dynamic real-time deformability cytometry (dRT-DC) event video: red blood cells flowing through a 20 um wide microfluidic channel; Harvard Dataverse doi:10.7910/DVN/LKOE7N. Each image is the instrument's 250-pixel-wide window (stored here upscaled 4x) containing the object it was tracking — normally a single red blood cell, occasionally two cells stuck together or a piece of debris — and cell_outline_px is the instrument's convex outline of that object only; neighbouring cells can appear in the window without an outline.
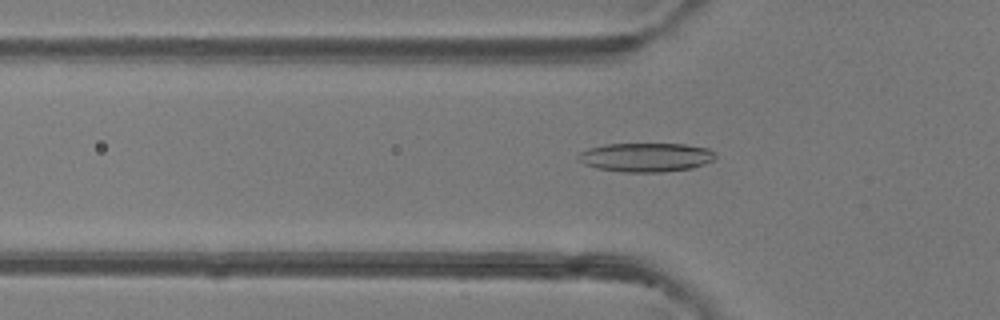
{"species": "common noctule bat (a hibernating species)", "species_latin": "Nyctalus noctula", "temperature_condition": "room temperature", "stored_images_in_passage": 49, "camera_frame_rate_fps": 3000, "um_per_image_px": 0.085, "animal": {"sex": "female"}, "frame": {"image": 1, "passage_image": 16, "time_ms": 5.0, "image_size_px": [1000, 320], "cell_outline_px": [[716, 156], [712, 160], [704, 164], [692, 168], [664, 172], [624, 172], [596, 168], [584, 164], [576, 156], [580, 152], [588, 148], [604, 144], [684, 144], [708, 148]], "centroid_in_image_um": [54.87, 13.37], "position_along_channel_um": 70.9, "area_um2": 23.12}}
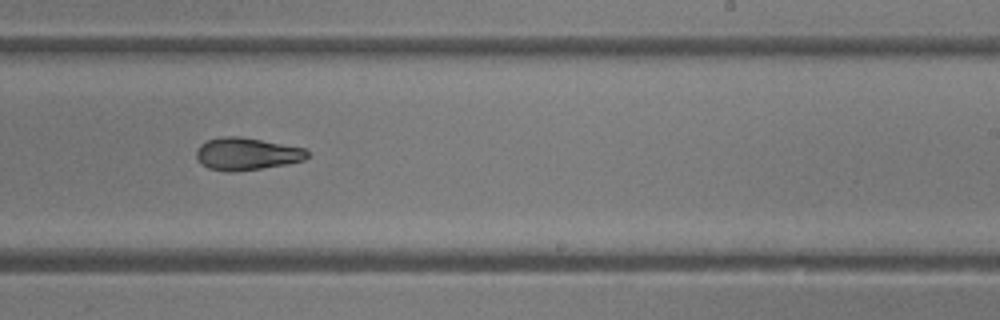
{"frame": {"image": 2, "passage_image": 30, "time_ms": 9.667, "image_size_px": [1000, 320], "cell_outline_px": [[308, 156], [304, 160], [284, 164], [260, 168], [232, 172], [228, 172], [208, 168], [200, 164], [196, 156], [196, 152], [200, 144], [208, 140], [220, 136], [240, 136], [304, 148], [308, 152]], "centroid_in_image_um": [20.92, 13.07], "position_along_channel_um": 268.1, "area_um2": 20.81}}
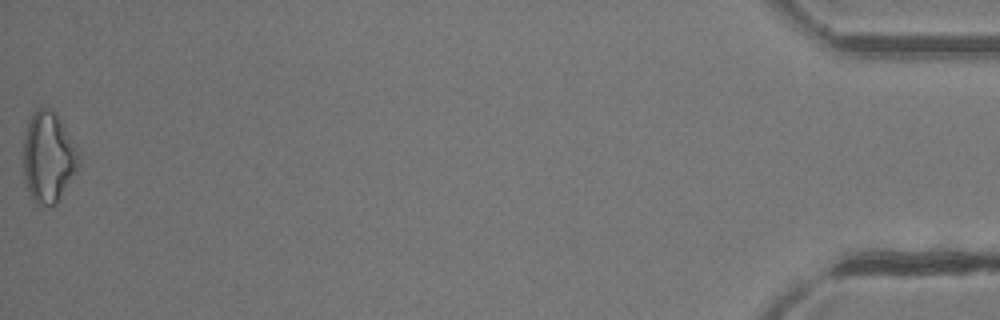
{"frame": {"image": 3, "passage_image": 49, "time_ms": 16.0, "image_size_px": [1000, 320], "cell_outline_px": [[80, 156], [76, 172], [56, 204], [48, 208], [36, 204], [32, 200], [28, 192], [24, 180], [24, 132], [28, 120], [32, 112], [36, 108], [48, 108], [56, 112], [60, 116], [80, 152]], "centroid_in_image_um": [4.11, 13.35], "position_along_channel_um": 431.1, "area_um2": 30.0}, "authors_computed_cell_mechanics": {"area_um2": 22.3108, "velocity_mm_per_s": 4.1997, "shape_relaxation_time_tau1_ms": null, "shape_relaxation_time_tau2_ms": 3.0746, "deformation_change_tau1": null, "deformation_change_tau2": 0.1071}}